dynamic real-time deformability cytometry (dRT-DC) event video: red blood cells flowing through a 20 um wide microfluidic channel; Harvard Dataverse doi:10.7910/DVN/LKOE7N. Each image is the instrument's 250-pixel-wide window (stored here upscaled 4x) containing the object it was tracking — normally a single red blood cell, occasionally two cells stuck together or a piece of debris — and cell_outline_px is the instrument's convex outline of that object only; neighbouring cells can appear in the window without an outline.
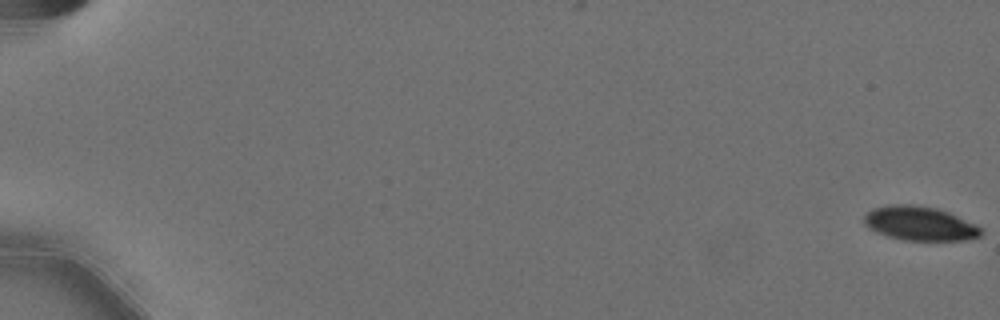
{"species": "Egyptian fruit bat (a non-hibernating species)", "species_latin": "Rousettus aegyptiacus", "temperature_condition": "cold", "stored_images_in_passage": 49, "camera_frame_rate_fps": 3000, "um_per_image_px": 0.085, "animal": {"sex": "female"}, "frame": {"image": 1, "passage_image": 1, "time_ms": 0.0, "image_size_px": [1000, 320], "cell_outline_px": [[980, 236], [964, 240], [904, 240], [888, 236], [876, 232], [868, 228], [864, 224], [864, 216], [872, 208], [892, 204], [912, 204], [936, 208], [948, 212], [976, 224], [980, 228]], "centroid_in_image_um": [78.14, 18.99], "position_along_channel_um": 6.9, "area_um2": 23.12}}
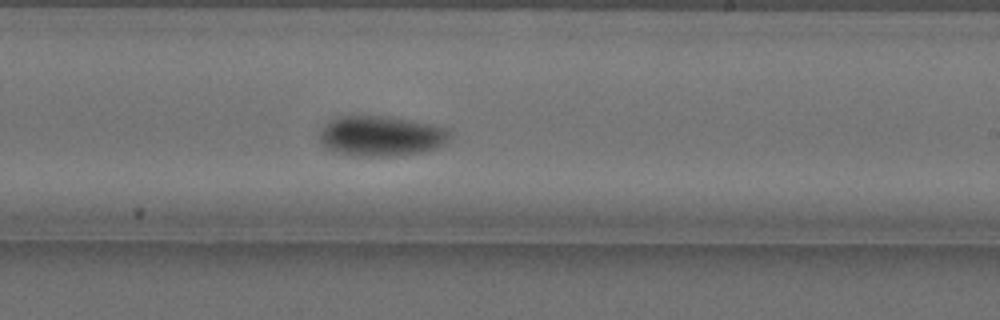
{"frame": {"image": 2, "passage_image": 38, "time_ms": 12.333, "image_size_px": [1000, 320], "cell_outline_px": [[448, 144], [436, 148], [420, 152], [400, 156], [352, 156], [332, 152], [324, 148], [320, 144], [320, 128], [332, 120], [340, 116], [384, 116], [412, 120], [448, 128]], "centroid_in_image_um": [32.36, 11.58], "position_along_channel_um": 256.6, "area_um2": 30.92}}
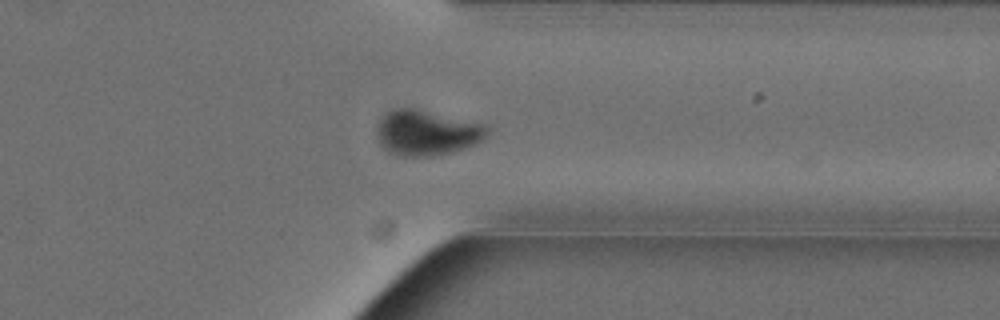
{"frame": {"image": 3, "passage_image": 48, "time_ms": 15.667, "image_size_px": [1000, 320], "cell_outline_px": [[488, 132], [484, 140], [476, 144], [452, 152], [432, 156], [400, 156], [388, 152], [380, 144], [376, 132], [376, 128], [380, 120], [388, 112], [396, 108], [416, 108], [480, 124], [488, 128]], "centroid_in_image_um": [36.24, 11.3], "position_along_channel_um": 375.2, "area_um2": 28.84}, "authors_computed_cell_mechanics": {"area_um2": 28.7266, "velocity_mm_per_s": 3.5714, "shape_relaxation_time_tau1_ms": 3.3075, "shape_relaxation_time_tau2_ms": null, "deformation_change_tau1": 0.1143, "deformation_change_tau2": null}}